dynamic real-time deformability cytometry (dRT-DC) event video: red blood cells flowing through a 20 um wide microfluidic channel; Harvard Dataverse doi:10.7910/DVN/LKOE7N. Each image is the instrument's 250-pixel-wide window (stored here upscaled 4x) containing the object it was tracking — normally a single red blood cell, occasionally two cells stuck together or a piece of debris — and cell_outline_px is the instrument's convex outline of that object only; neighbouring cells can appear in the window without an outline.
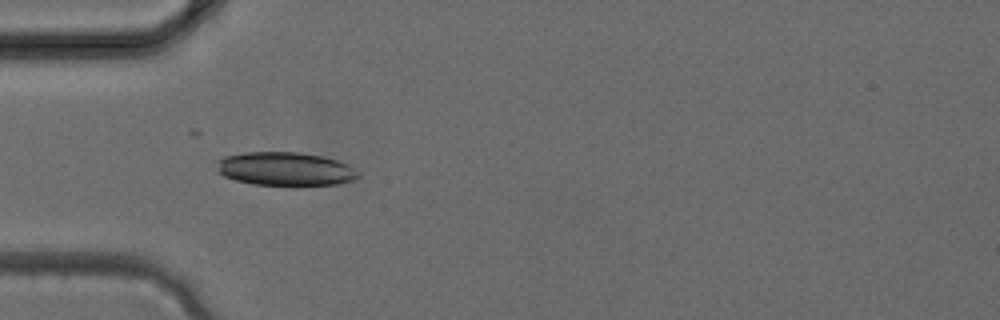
{"species": "common noctule bat (a hibernating species)", "species_latin": "Nyctalus noctula", "temperature_condition": "cold", "stored_images_in_passage": 3, "camera_frame_rate_fps": 3000, "um_per_image_px": 0.085, "animal": {"sex": "female", "body_mass_g": 24.6, "forearm_length_mm": 56.2}, "frame": {"image": 1, "passage_image": 2, "time_ms": 0.333, "image_size_px": [1000, 320], "cell_outline_px": [[360, 176], [352, 180], [336, 184], [252, 184], [236, 180], [224, 176], [216, 172], [216, 160], [224, 156], [244, 152], [300, 152], [324, 156], [348, 164]], "centroid_in_image_um": [24.17, 14.33], "position_along_channel_um": 60.8, "area_um2": 27.46}}
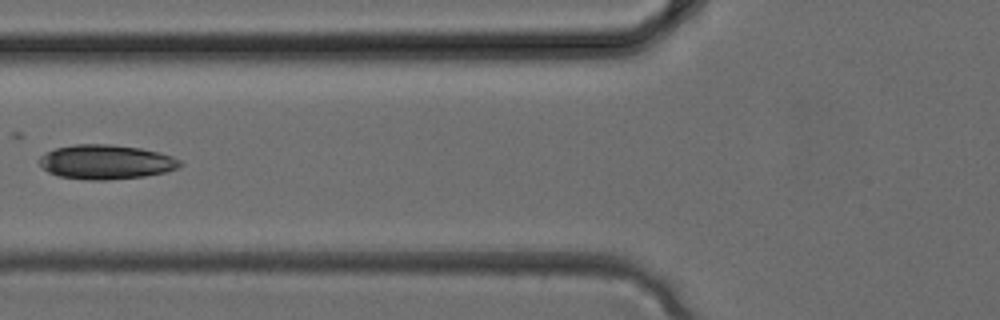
{"frame": {"image": 2, "passage_image": 3, "time_ms": 0.667, "image_size_px": [1000, 320], "cell_outline_px": [[184, 164], [180, 168], [164, 172], [144, 176], [104, 180], [88, 180], [60, 176], [48, 172], [36, 160], [40, 156], [56, 148], [76, 144], [108, 144], [140, 148], [160, 152], [172, 156], [180, 160]], "centroid_in_image_um": [9.03, 13.76], "position_along_channel_um": 116.8, "area_um2": 28.21}}